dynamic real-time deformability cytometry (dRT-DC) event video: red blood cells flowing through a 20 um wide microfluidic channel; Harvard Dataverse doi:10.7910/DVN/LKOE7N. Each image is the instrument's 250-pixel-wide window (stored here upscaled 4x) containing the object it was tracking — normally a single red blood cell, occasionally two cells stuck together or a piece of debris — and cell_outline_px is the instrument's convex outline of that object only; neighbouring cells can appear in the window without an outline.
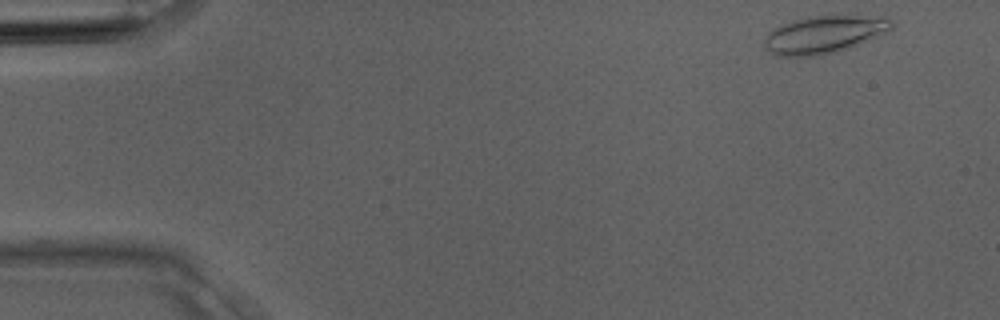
{"species": "Egyptian fruit bat (a non-hibernating species)", "species_latin": "Rousettus aegyptiacus", "temperature_condition": "room temperature", "stored_images_in_passage": 3, "camera_frame_rate_fps": 3000, "um_per_image_px": 0.085, "animal": {"sex": "male"}, "frame": {"image": 1, "passage_image": 1, "time_ms": 0.0, "image_size_px": [1000, 320], "cell_outline_px": [[892, 28], [884, 32], [848, 48], [836, 52], [812, 56], [776, 56], [764, 44], [764, 40], [768, 32], [772, 28], [792, 20], [816, 16], [888, 16], [892, 20]], "centroid_in_image_um": [70.02, 2.92], "position_along_channel_um": 15.0, "area_um2": 27.4}}